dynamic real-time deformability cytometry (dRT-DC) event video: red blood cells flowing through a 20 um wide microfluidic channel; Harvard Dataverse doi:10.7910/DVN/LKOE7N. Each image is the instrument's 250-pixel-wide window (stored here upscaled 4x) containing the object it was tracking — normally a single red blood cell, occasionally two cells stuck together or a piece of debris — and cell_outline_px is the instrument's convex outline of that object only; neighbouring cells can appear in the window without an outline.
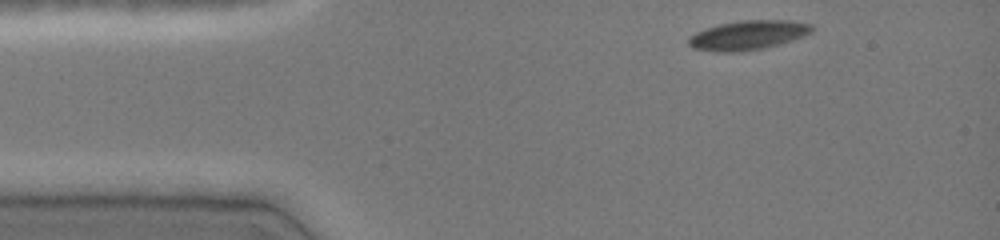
{"species": "common noctule bat (a hibernating species)", "species_latin": "Nyctalus noctula", "temperature_condition": "cold", "stored_images_in_passage": 37, "camera_frame_rate_fps": 3000, "um_per_image_px": 0.085, "animal": {"sex": "female", "body_mass_g": 19.0, "forearm_length_mm": 51.5}, "frame": {"image": 1, "passage_image": 1, "time_ms": 0.0, "image_size_px": [1000, 240], "cell_outline_px": [[812, 32], [804, 36], [792, 40], [764, 48], [740, 52], [716, 52], [692, 48], [688, 44], [688, 36], [696, 32], [720, 24], [740, 20], [792, 20], [812, 24]], "centroid_in_image_um": [63.57, 2.99], "position_along_channel_um": 21.4, "area_um2": 21.15}}
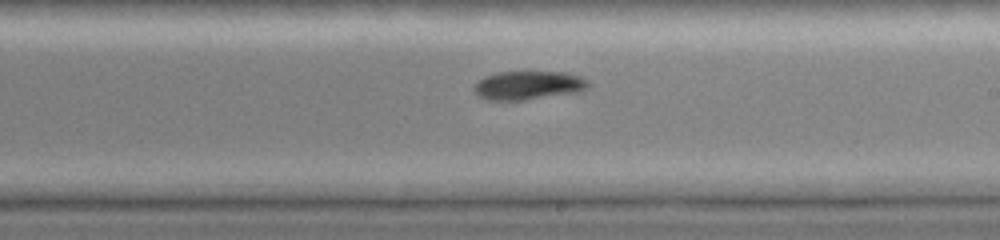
{"frame": {"image": 2, "passage_image": 22, "time_ms": 7.0, "image_size_px": [1000, 240], "cell_outline_px": [[588, 88], [580, 92], [524, 100], [488, 100], [476, 96], [472, 88], [472, 84], [484, 76], [496, 72], [564, 72], [580, 76], [588, 80]], "centroid_in_image_um": [44.85, 7.26], "position_along_channel_um": 244.1, "area_um2": 19.42}}
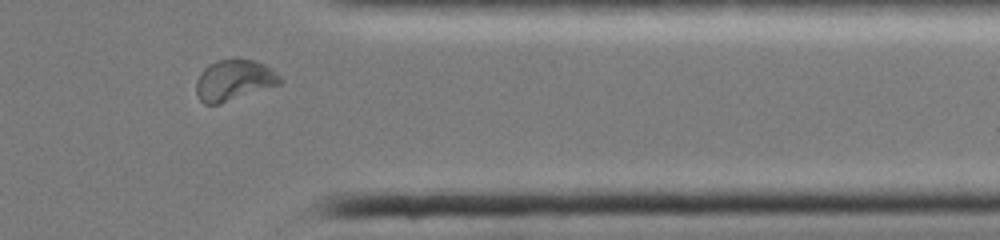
{"frame": {"image": 3, "passage_image": 33, "time_ms": 10.667, "image_size_px": [1000, 240], "cell_outline_px": [[284, 80], [280, 84], [220, 104], [204, 104], [200, 100], [196, 92], [196, 80], [200, 72], [208, 64], [216, 60], [252, 60], [264, 64], [272, 68]], "centroid_in_image_um": [19.88, 6.83], "position_along_channel_um": 391.5, "area_um2": 19.94}, "authors_computed_cell_mechanics": {"area_um2": 20.2878, "velocity_mm_per_s": 4.0558, "shape_relaxation_time_tau1_ms": 2.0254, "shape_relaxation_time_tau2_ms": null, "deformation_change_tau1": 0.0859, "deformation_change_tau2": null}}